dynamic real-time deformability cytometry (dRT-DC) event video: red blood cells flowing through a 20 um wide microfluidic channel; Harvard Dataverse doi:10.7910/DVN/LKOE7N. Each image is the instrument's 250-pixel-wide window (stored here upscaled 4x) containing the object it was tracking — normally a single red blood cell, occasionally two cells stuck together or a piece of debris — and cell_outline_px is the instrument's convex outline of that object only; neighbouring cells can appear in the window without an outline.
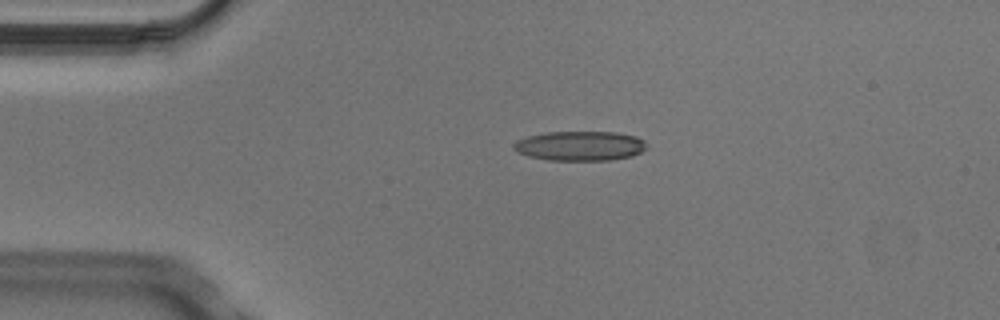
{"species": "Egyptian fruit bat (a non-hibernating species)", "species_latin": "Rousettus aegyptiacus", "temperature_condition": "cold", "stored_images_in_passage": 2, "camera_frame_rate_fps": 3000, "um_per_image_px": 0.085, "animal": {"sex": "male"}, "frame": {"image": 1, "passage_image": 1, "time_ms": 0.0, "image_size_px": [1000, 320], "cell_outline_px": [[648, 144], [640, 152], [632, 156], [608, 160], [548, 160], [528, 156], [516, 152], [512, 148], [512, 144], [516, 140], [528, 136], [548, 132], [616, 132], [636, 136], [644, 140]], "centroid_in_image_um": [49.27, 12.4], "position_along_channel_um": 35.7, "area_um2": 23.0}}